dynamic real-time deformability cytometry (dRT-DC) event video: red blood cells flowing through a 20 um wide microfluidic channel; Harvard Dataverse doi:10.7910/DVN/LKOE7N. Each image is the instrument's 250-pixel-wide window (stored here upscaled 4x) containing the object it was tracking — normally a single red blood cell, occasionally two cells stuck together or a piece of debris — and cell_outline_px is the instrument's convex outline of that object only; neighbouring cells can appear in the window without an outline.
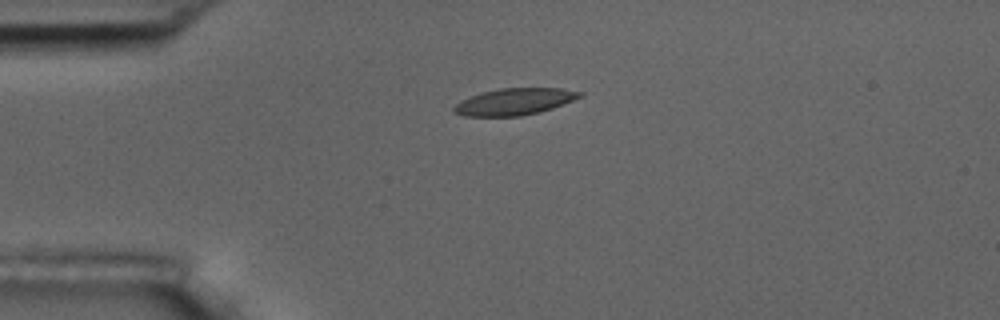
{"species": "common noctule bat (a hibernating species)", "species_latin": "Nyctalus noctula", "temperature_condition": "room temperature", "stored_images_in_passage": 5, "camera_frame_rate_fps": 3000, "um_per_image_px": 0.085, "animal": {"sex": "male", "body_mass_g": 17.5, "forearm_length_mm": 52.3}, "frame": {"image": 1, "passage_image": 5, "time_ms": 4.667, "image_size_px": [1000, 320], "cell_outline_px": [[584, 96], [552, 108], [540, 112], [520, 116], [464, 116], [452, 112], [452, 108], [460, 100], [480, 92], [500, 88], [560, 88], [584, 92]], "centroid_in_image_um": [43.71, 8.63], "position_along_channel_um": 41.3, "area_um2": 19.77}}